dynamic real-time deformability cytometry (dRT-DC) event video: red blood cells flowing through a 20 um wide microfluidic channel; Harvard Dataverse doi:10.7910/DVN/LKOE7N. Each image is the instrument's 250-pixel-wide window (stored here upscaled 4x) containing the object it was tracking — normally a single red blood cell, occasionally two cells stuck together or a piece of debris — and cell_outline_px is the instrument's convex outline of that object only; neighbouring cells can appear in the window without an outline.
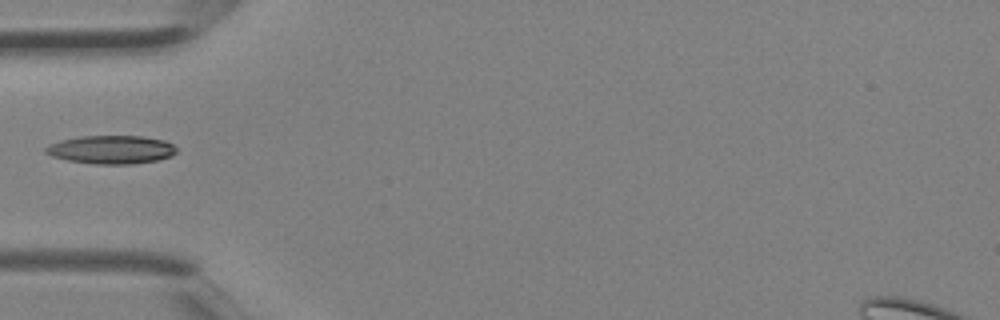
{"species": "Egyptian fruit bat (a non-hibernating species)", "species_latin": "Rousettus aegyptiacus", "temperature_condition": "room temperature", "stored_images_in_passage": 4, "camera_frame_rate_fps": 3000, "um_per_image_px": 0.085, "animal": {"sex": "female"}, "frame": {"image": 1, "passage_image": 4, "time_ms": 1.0, "image_size_px": [1000, 320], "cell_outline_px": [[176, 152], [172, 156], [156, 160], [132, 164], [96, 164], [68, 160], [52, 156], [44, 152], [44, 148], [48, 144], [60, 140], [80, 136], [144, 136], [164, 140], [172, 144], [176, 148]], "centroid_in_image_um": [9.44, 12.71], "position_along_channel_um": 75.6, "area_um2": 21.68}}